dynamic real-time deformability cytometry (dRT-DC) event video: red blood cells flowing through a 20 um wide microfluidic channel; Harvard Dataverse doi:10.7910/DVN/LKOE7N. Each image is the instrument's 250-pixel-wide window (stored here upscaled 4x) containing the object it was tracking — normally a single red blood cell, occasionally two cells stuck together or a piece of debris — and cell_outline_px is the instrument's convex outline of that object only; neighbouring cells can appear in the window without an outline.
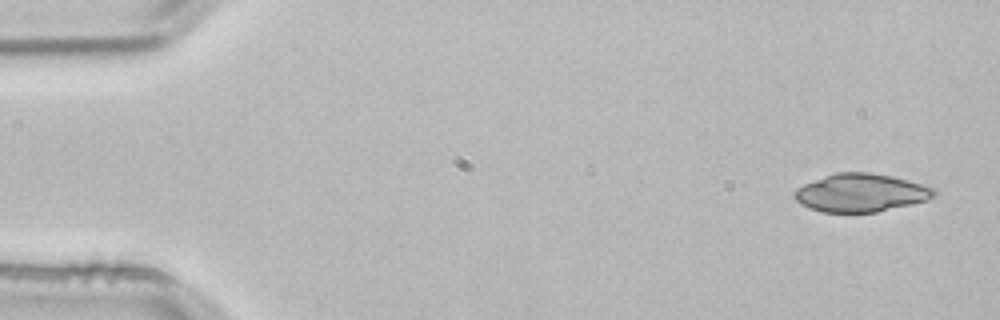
{"species": "common noctule bat (a hibernating species)", "species_latin": "Nyctalus noctula", "temperature_condition": "room temperature", "stored_images_in_passage": 3, "camera_frame_rate_fps": 3000, "um_per_image_px": 0.085, "animal": {"sex": "male", "body_mass_g": 21.5, "forearm_length_mm": 52.0}, "frame": {"image": 1, "passage_image": 1, "time_ms": 0.0, "image_size_px": [1000, 320], "cell_outline_px": [[936, 192], [932, 196], [924, 200], [912, 204], [876, 212], [820, 212], [808, 208], [800, 204], [792, 196], [792, 192], [796, 188], [804, 184], [824, 176], [836, 172], [868, 172], [892, 176], [908, 180], [936, 188]], "centroid_in_image_um": [73.12, 16.38], "position_along_channel_um": 11.9, "area_um2": 31.04}}